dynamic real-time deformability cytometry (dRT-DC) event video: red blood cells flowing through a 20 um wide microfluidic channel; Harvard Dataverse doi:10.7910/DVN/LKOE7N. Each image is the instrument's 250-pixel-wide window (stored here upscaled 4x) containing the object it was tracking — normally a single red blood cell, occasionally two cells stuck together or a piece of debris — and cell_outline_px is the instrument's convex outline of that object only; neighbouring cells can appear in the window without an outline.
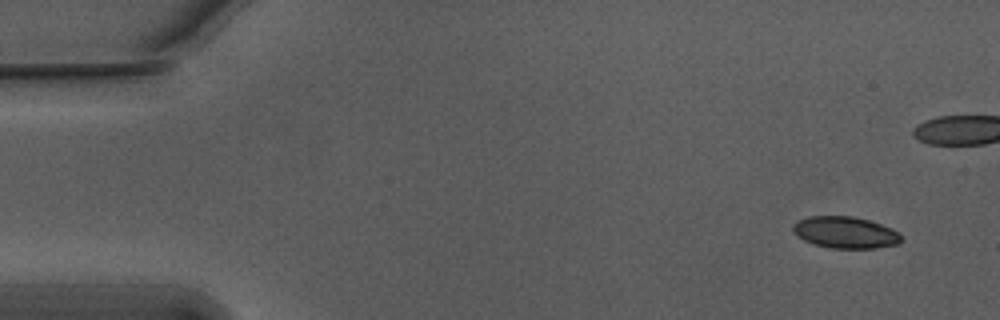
{"species": "Egyptian fruit bat (a non-hibernating species)", "species_latin": "Rousettus aegyptiacus", "temperature_condition": "warm", "stored_images_in_passage": 53, "camera_frame_rate_fps": 3000, "um_per_image_px": 0.085, "animal": {"sex": "male"}, "frame": {"image": 1, "passage_image": 1, "time_ms": 0.0, "image_size_px": [1000, 320], "cell_outline_px": [[904, 240], [900, 244], [876, 248], [828, 248], [812, 244], [804, 240], [792, 228], [800, 220], [808, 216], [852, 216], [868, 220], [892, 228], [900, 232]], "centroid_in_image_um": [71.94, 19.77], "position_along_channel_um": 13.1, "area_um2": 20.0}}
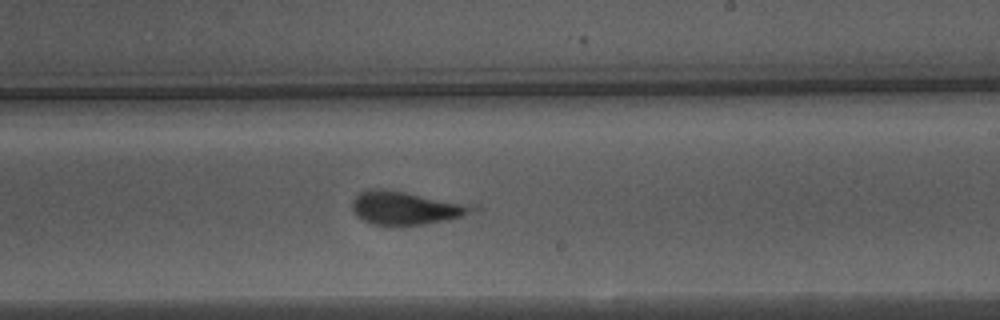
{"frame": {"image": 2, "passage_image": 30, "time_ms": 9.667, "image_size_px": [1000, 320], "cell_outline_px": [[484, 208], [460, 216], [444, 220], [424, 224], [396, 228], [372, 224], [356, 216], [352, 212], [352, 200], [360, 192], [368, 188], [376, 188], [404, 192], [480, 204]], "centroid_in_image_um": [34.56, 17.69], "position_along_channel_um": 254.4, "area_um2": 24.28}}
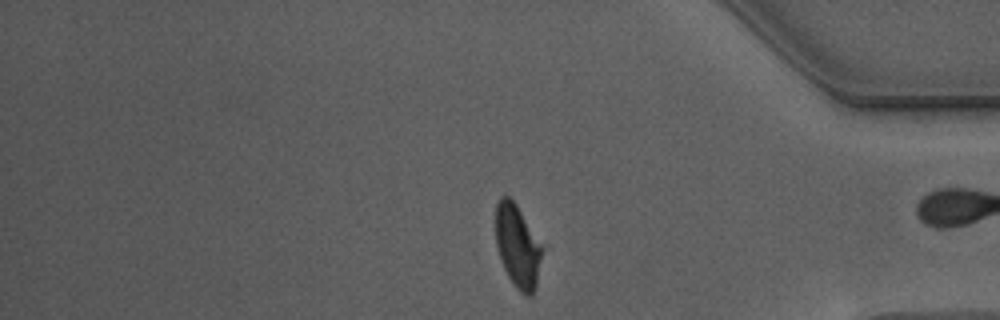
{"frame": {"image": 3, "passage_image": 43, "time_ms": 14.0, "image_size_px": [1000, 320], "cell_outline_px": [[540, 256], [536, 284], [532, 296], [528, 296], [520, 292], [516, 288], [508, 276], [504, 268], [496, 244], [496, 204], [500, 196], [508, 196], [516, 204], [540, 248]], "centroid_in_image_um": [43.92, 20.94], "position_along_channel_um": 391.3, "area_um2": 21.21}}